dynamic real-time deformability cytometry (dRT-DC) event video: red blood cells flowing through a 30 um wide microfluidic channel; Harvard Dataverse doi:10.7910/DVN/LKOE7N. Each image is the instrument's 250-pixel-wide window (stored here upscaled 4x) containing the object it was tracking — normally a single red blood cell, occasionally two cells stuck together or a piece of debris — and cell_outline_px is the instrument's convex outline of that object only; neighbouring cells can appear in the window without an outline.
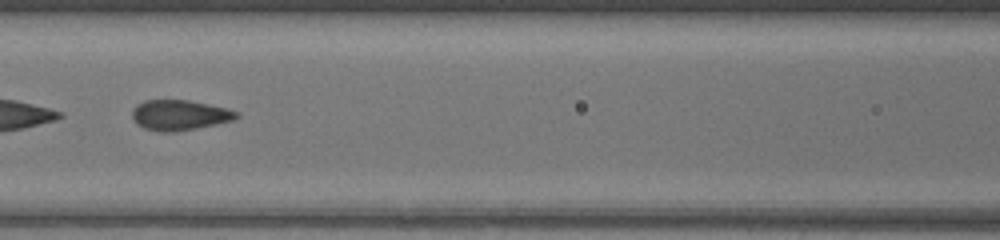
{"species": "common noctule bat (a hibernating species)", "species_latin": "Nyctalus noctula", "temperature_condition": "warm", "stored_images_in_passage": 28, "segment_of_instrument_passage": [2, 2], "camera_frame_rate_fps": 3000, "um_per_image_px": 0.085, "animal": {"sex": "female", "body_mass_g": 17.0, "forearm_length_mm": 48.0}, "frame": {"image": 1, "passage_image": 24, "time_ms": 7.667, "image_size_px": [1000, 240], "cell_outline_px": [[240, 116], [232, 120], [216, 124], [196, 128], [172, 132], [160, 132], [144, 128], [136, 124], [132, 116], [132, 108], [136, 104], [144, 100], [188, 100], [228, 108], [236, 112]], "centroid_in_image_um": [15.22, 9.78], "position_along_channel_um": 151.4, "area_um2": 18.44}}